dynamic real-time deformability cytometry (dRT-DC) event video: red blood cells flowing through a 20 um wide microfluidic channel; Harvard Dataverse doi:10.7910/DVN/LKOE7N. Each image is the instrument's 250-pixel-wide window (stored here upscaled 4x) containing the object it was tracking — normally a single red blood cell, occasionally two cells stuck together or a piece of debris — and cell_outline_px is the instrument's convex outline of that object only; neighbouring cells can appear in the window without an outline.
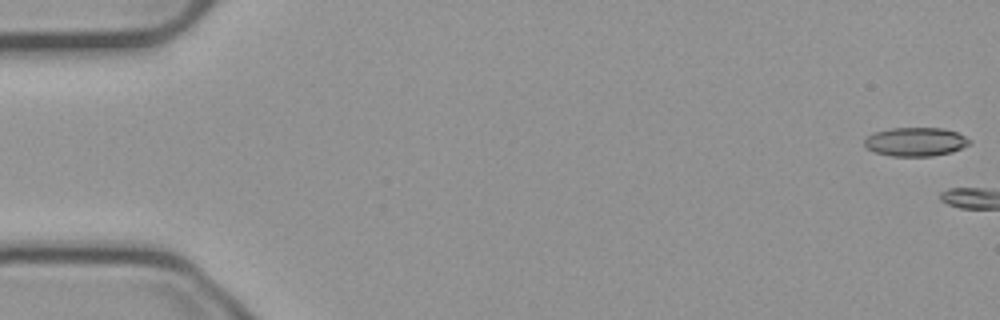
{"species": "common noctule bat (a hibernating species)", "species_latin": "Nyctalus noctula", "temperature_condition": "cold", "stored_images_in_passage": 5, "camera_frame_rate_fps": 3000, "um_per_image_px": 0.085, "animal": {"sex": "male", "body_mass_g": 23.1, "forearm_length_mm": 52.7}, "frame": {"image": 1, "passage_image": 1, "time_ms": 0.0, "image_size_px": [1000, 320], "cell_outline_px": [[972, 144], [952, 152], [932, 156], [892, 156], [872, 152], [864, 144], [864, 140], [868, 136], [876, 132], [892, 128], [940, 128], [956, 132], [972, 140]], "centroid_in_image_um": [77.85, 12.06], "position_along_channel_um": 7.2, "area_um2": 17.63}}